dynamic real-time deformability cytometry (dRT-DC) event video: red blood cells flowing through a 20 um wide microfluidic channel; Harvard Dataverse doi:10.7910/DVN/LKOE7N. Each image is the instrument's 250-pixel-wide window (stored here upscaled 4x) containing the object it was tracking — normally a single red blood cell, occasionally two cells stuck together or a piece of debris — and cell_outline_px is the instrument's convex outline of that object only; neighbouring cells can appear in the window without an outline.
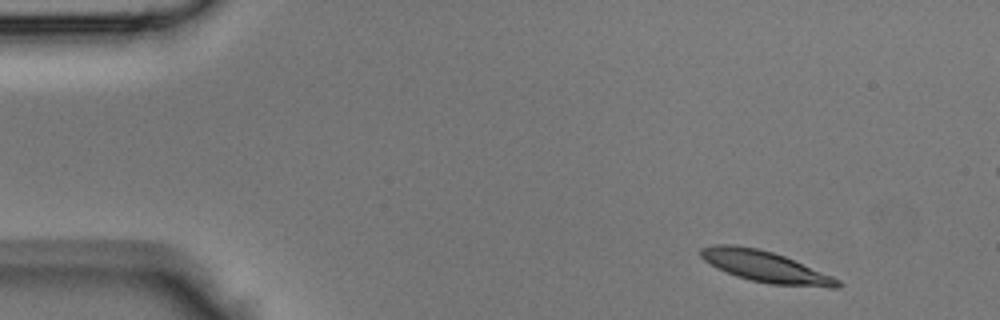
{"species": "Egyptian fruit bat (a non-hibernating species)", "species_latin": "Rousettus aegyptiacus", "temperature_condition": "room temperature", "stored_images_in_passage": 41, "camera_frame_rate_fps": 3000, "um_per_image_px": 0.085, "animal": {"sex": "male"}, "frame": {"image": 1, "passage_image": 1, "time_ms": 0.0, "image_size_px": [1000, 320], "cell_outline_px": [[844, 284], [840, 288], [832, 288], [768, 284], [736, 276], [704, 260], [700, 256], [700, 248], [716, 244], [736, 244], [756, 248], [772, 252], [784, 256], [832, 276], [840, 280]], "centroid_in_image_um": [65.1, 22.67], "position_along_channel_um": 19.9, "area_um2": 24.68}}
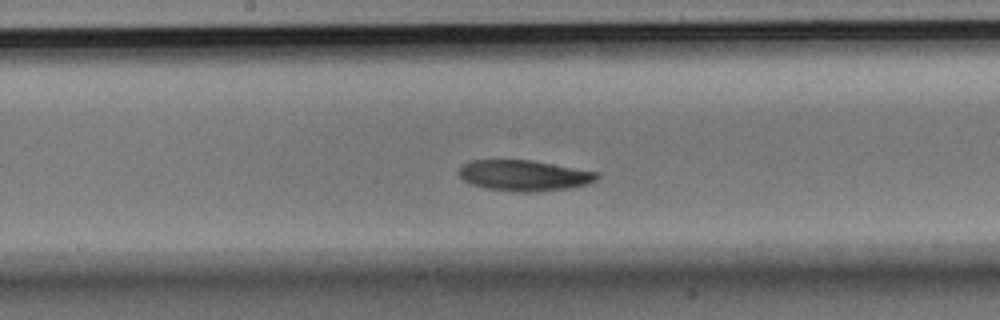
{"frame": {"image": 2, "passage_image": 19, "time_ms": 6.0, "image_size_px": [1000, 320], "cell_outline_px": [[600, 176], [596, 180], [588, 184], [572, 188], [532, 192], [512, 192], [484, 188], [472, 184], [464, 180], [460, 176], [460, 168], [468, 160], [532, 160], [600, 172]], "centroid_in_image_um": [44.6, 14.92], "position_along_channel_um": 203.6, "area_um2": 25.03}}
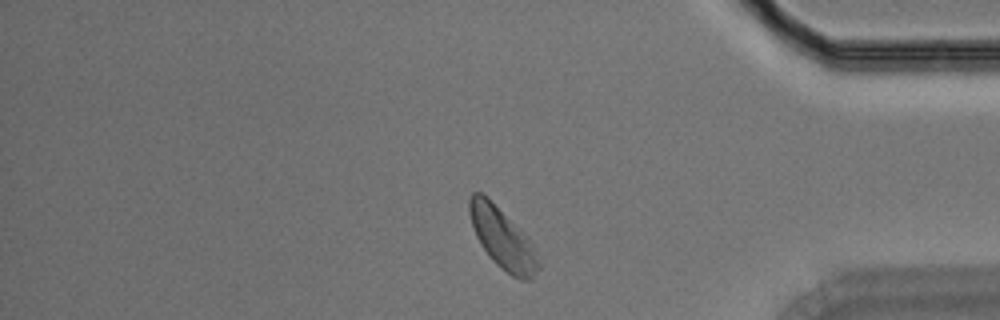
{"frame": {"image": 3, "passage_image": 33, "time_ms": 10.667, "image_size_px": [1000, 320], "cell_outline_px": [[540, 268], [528, 280], [520, 280], [512, 276], [500, 268], [488, 256], [480, 244], [476, 236], [468, 212], [468, 200], [472, 192], [480, 192], [488, 196], [524, 232], [532, 244], [540, 264]], "centroid_in_image_um": [42.68, 20.23], "position_along_channel_um": 392.5, "area_um2": 24.57}}